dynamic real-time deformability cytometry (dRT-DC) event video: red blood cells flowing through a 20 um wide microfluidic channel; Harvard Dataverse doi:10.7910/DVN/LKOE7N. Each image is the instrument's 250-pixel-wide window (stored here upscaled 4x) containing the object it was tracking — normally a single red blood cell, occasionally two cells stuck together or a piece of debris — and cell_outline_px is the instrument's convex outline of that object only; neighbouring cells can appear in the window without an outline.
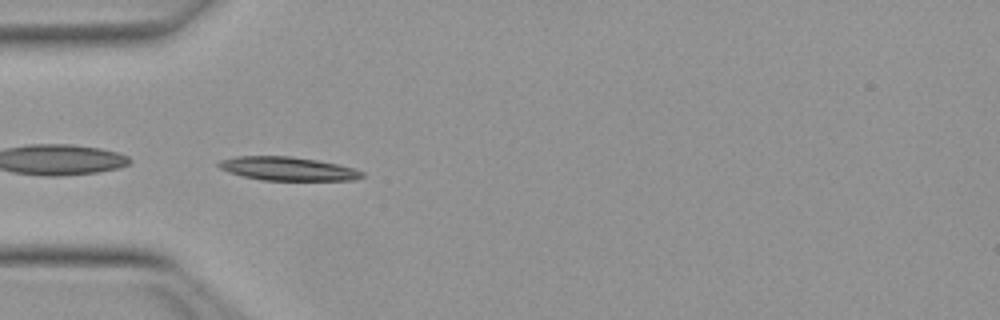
{"species": "Egyptian fruit bat (a non-hibernating species)", "species_latin": "Rousettus aegyptiacus", "temperature_condition": "warm", "stored_images_in_passage": 36, "camera_frame_rate_fps": 3000, "um_per_image_px": 0.085, "animal": {"sex": "female"}, "frame": {"image": 1, "passage_image": 1, "time_ms": 0.0, "image_size_px": [1000, 320], "cell_outline_px": [[364, 176], [356, 180], [264, 180], [244, 176], [228, 172], [220, 168], [216, 164], [220, 160], [236, 156], [292, 156], [316, 160], [356, 168], [364, 172]], "centroid_in_image_um": [24.47, 14.34], "position_along_channel_um": 60.5, "area_um2": 19.71}}
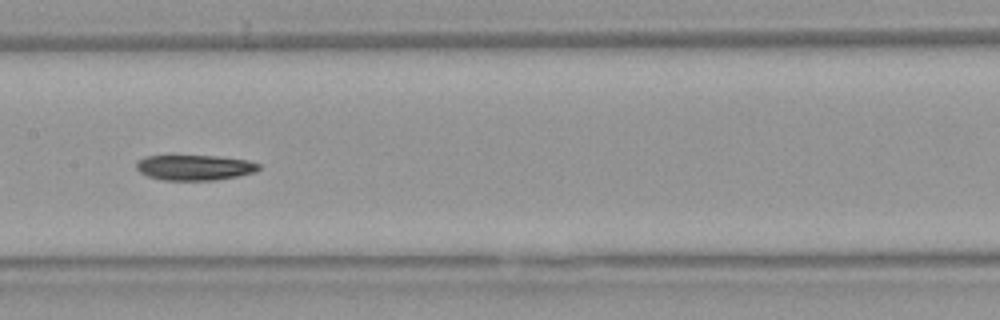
{"frame": {"image": 2, "passage_image": 11, "time_ms": 3.333, "image_size_px": [1000, 320], "cell_outline_px": [[260, 168], [256, 172], [216, 180], [164, 180], [148, 176], [140, 172], [136, 168], [136, 160], [144, 156], [216, 156], [248, 160], [260, 164]], "centroid_in_image_um": [16.53, 14.24], "position_along_channel_um": 190.9, "area_um2": 18.09}}
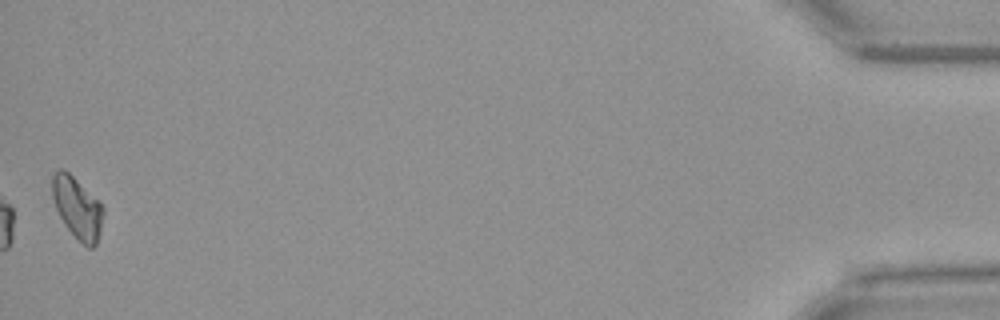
{"frame": {"image": 3, "passage_image": 36, "time_ms": 11.667, "image_size_px": [1000, 320], "cell_outline_px": [[104, 212], [100, 232], [96, 244], [92, 248], [88, 248], [64, 224], [56, 208], [52, 196], [52, 176], [60, 168], [64, 168], [104, 208]], "centroid_in_image_um": [6.56, 17.67], "position_along_channel_um": 428.6, "area_um2": 17.69}, "authors_computed_cell_mechanics": {"area_um2": 18.5827, "velocity_mm_per_s": 3.9873, "shape_relaxation_time_tau1_ms": 4.7791, "shape_relaxation_time_tau2_ms": null, "deformation_change_tau1": 0.1323, "deformation_change_tau2": null}}